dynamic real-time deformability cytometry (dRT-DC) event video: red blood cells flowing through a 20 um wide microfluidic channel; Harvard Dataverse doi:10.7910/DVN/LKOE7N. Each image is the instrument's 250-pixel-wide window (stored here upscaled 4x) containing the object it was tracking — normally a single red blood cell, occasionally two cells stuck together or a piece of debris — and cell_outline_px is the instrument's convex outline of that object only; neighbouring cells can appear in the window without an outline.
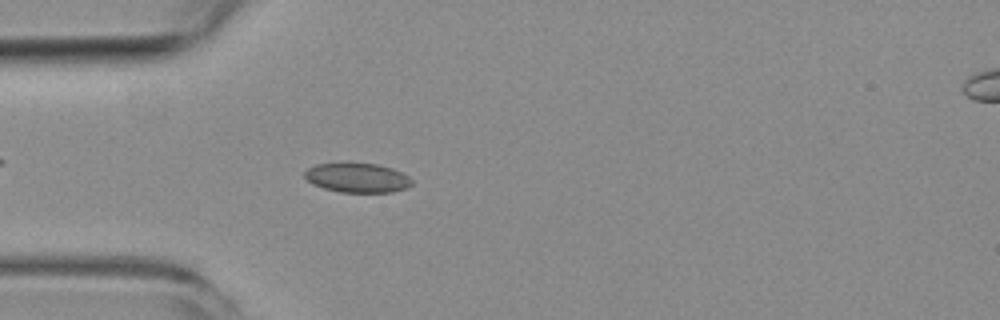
{"species": "common noctule bat (a hibernating species)", "species_latin": "Nyctalus noctula", "temperature_condition": "room temperature", "stored_images_in_passage": 4, "segment_of_instrument_passage": [1, 2], "camera_frame_rate_fps": 3000, "um_per_image_px": 0.085, "animal": {"sex": "female", "body_mass_g": 19.3, "forearm_length_mm": 54.1}, "frame": {"image": 1, "passage_image": 3, "time_ms": 2.333, "image_size_px": [1000, 320], "cell_outline_px": [[412, 184], [408, 188], [392, 192], [340, 192], [324, 188], [312, 184], [304, 176], [304, 172], [308, 168], [316, 164], [344, 160], [348, 160], [376, 164], [392, 168], [408, 176], [412, 180]], "centroid_in_image_um": [30.34, 15.06], "position_along_channel_um": 54.7, "area_um2": 19.07}}